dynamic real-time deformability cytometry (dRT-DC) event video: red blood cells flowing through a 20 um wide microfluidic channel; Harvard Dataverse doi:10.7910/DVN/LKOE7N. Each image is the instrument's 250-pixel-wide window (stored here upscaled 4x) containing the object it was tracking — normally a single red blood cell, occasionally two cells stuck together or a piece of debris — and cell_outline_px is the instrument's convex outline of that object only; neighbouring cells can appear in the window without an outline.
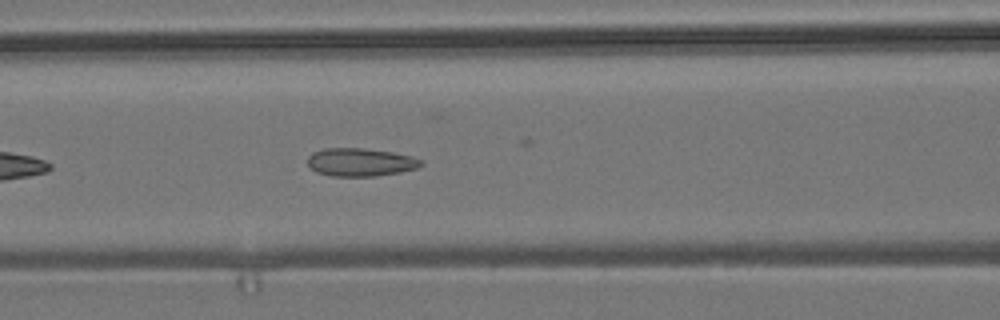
{"species": "common noctule bat (a hibernating species)", "species_latin": "Nyctalus noctula", "temperature_condition": "room temperature", "stored_images_in_passage": 30, "camera_frame_rate_fps": 3000, "um_per_image_px": 0.085, "animal": {"sex": "male", "body_mass_g": 19.2, "forearm_length_mm": 51.8}, "frame": {"image": 1, "passage_image": 9, "time_ms": 2.667, "image_size_px": [1000, 320], "cell_outline_px": [[424, 164], [416, 168], [400, 172], [376, 176], [332, 176], [316, 172], [308, 164], [308, 156], [312, 152], [324, 148], [364, 148], [392, 152], [412, 156], [424, 160]], "centroid_in_image_um": [30.65, 13.78], "position_along_channel_um": 135.9, "area_um2": 18.67}}
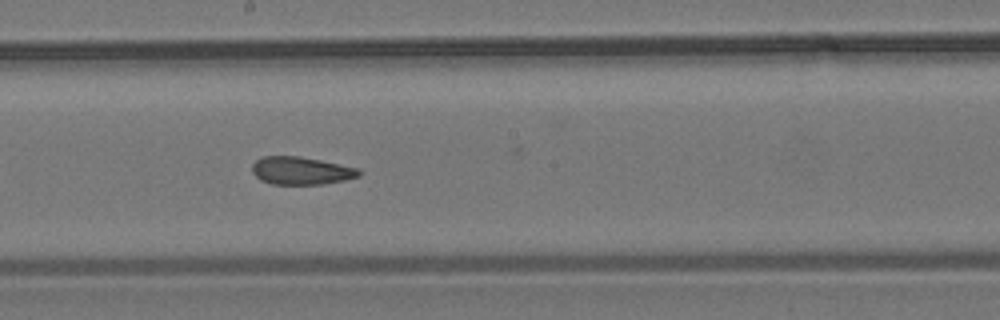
{"frame": {"image": 2, "passage_image": 16, "time_ms": 5.0, "image_size_px": [1000, 320], "cell_outline_px": [[360, 176], [344, 180], [320, 184], [272, 184], [260, 180], [252, 172], [252, 164], [256, 160], [264, 156], [300, 156], [360, 168]], "centroid_in_image_um": [25.59, 14.5], "position_along_channel_um": 222.6, "area_um2": 17.28}}
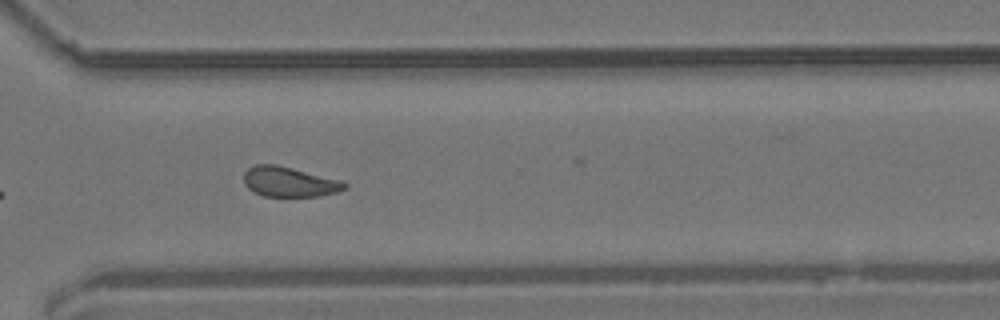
{"frame": {"image": 3, "passage_image": 26, "time_ms": 8.333, "image_size_px": [1000, 320], "cell_outline_px": [[348, 188], [336, 192], [316, 196], [264, 196], [248, 188], [244, 184], [244, 172], [248, 168], [256, 164], [276, 164], [340, 180], [348, 184]], "centroid_in_image_um": [24.58, 15.45], "position_along_channel_um": 346.0, "area_um2": 17.46}, "authors_computed_cell_mechanics": {"area_um2": 17.9469, "velocity_mm_per_s": 3.7162, "shape_relaxation_time_tau1_ms": null, "shape_relaxation_time_tau2_ms": 2.4055, "deformation_change_tau1": null, "deformation_change_tau2": 0.0988}}